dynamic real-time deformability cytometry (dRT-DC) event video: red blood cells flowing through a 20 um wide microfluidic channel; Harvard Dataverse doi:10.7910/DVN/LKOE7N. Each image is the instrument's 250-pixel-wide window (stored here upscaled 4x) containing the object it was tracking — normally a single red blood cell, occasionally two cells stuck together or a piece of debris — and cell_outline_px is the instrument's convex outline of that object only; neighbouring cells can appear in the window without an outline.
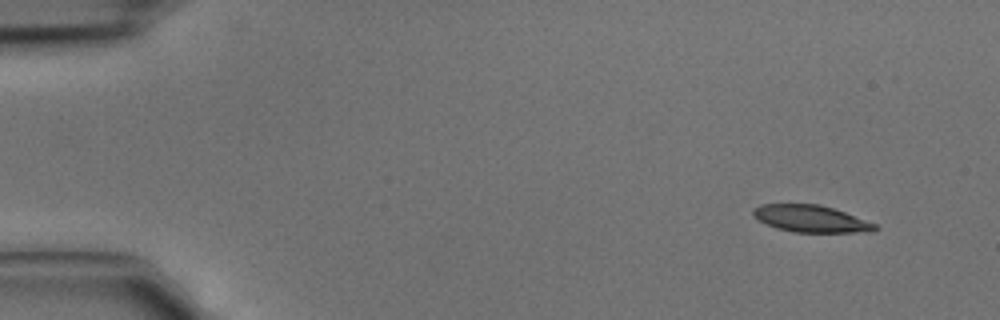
{"species": "common noctule bat (a hibernating species)", "species_latin": "Nyctalus noctula", "temperature_condition": "cold", "stored_images_in_passage": 6, "segment_of_instrument_passage": [2, 2], "camera_frame_rate_fps": 3000, "um_per_image_px": 0.085, "animal": {"sex": "male", "body_mass_g": 15.6}, "frame": {"image": 1, "passage_image": 6, "time_ms": 1.667, "image_size_px": [1000, 320], "cell_outline_px": [[880, 228], [872, 232], [792, 232], [776, 228], [752, 216], [752, 208], [760, 204], [820, 204], [844, 212], [876, 224]], "centroid_in_image_um": [68.91, 18.59], "position_along_channel_um": 16.1, "area_um2": 19.13}}